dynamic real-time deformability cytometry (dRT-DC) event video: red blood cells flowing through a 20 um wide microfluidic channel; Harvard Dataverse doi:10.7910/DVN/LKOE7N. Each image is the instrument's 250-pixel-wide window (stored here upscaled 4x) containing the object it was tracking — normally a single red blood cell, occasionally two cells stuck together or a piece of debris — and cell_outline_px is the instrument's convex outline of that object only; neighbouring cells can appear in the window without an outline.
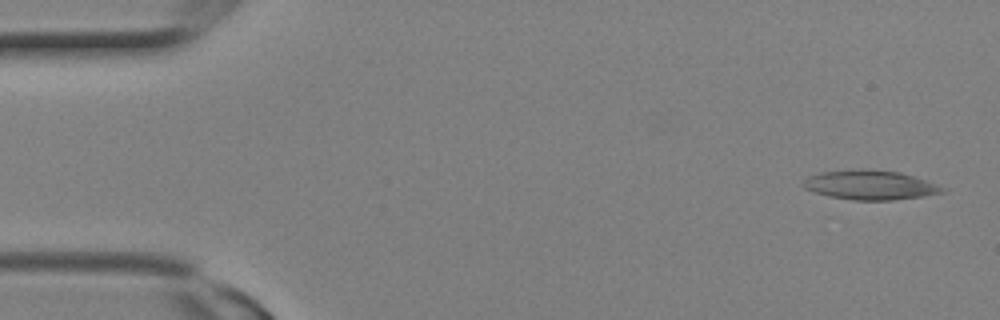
{"species": "Egyptian fruit bat (a non-hibernating species)", "species_latin": "Rousettus aegyptiacus", "temperature_condition": "room temperature", "stored_images_in_passage": 9, "camera_frame_rate_fps": 3000, "um_per_image_px": 0.085, "animal": {"sex": "female"}, "frame": {"image": 1, "passage_image": 1, "time_ms": 0.0, "image_size_px": [1000, 320], "cell_outline_px": [[948, 188], [944, 192], [920, 196], [892, 200], [852, 200], [828, 196], [812, 192], [804, 188], [804, 180], [808, 176], [820, 172], [860, 168], [864, 168], [900, 172]], "centroid_in_image_um": [73.92, 15.71], "position_along_channel_um": 11.1, "area_um2": 23.87}}
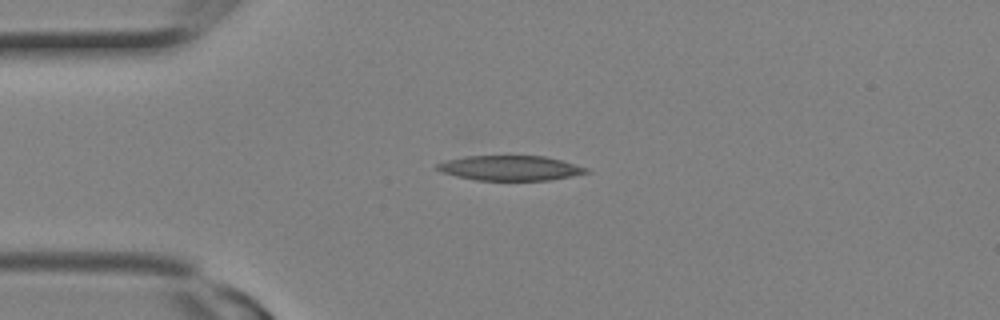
{"frame": {"image": 2, "passage_image": 6, "time_ms": 1.667, "image_size_px": [1000, 320], "cell_outline_px": [[592, 172], [548, 180], [476, 180], [456, 176], [444, 172], [436, 168], [436, 164], [444, 160], [464, 156], [544, 156], [560, 160], [588, 168]], "centroid_in_image_um": [43.35, 14.28], "position_along_channel_um": 41.7, "area_um2": 21.5}}
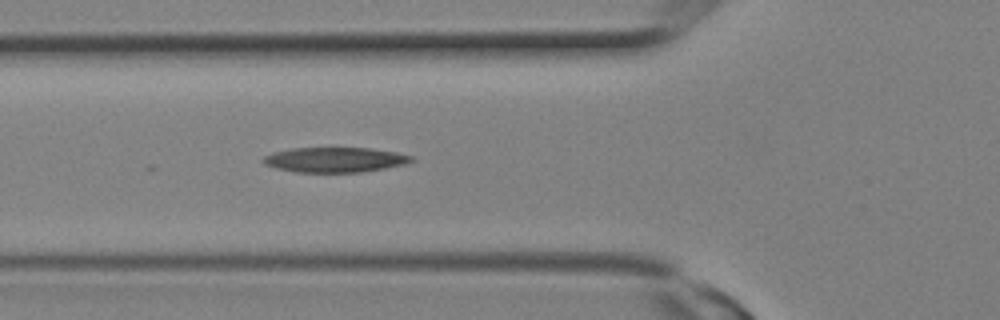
{"frame": {"image": 3, "passage_image": 9, "time_ms": 2.667, "image_size_px": [1000, 320], "cell_outline_px": [[416, 160], [404, 164], [384, 168], [360, 172], [296, 172], [276, 168], [264, 164], [260, 160], [264, 156], [272, 152], [292, 148], [372, 148], [396, 152], [412, 156]], "centroid_in_image_um": [28.44, 13.57], "position_along_channel_um": 97.4, "area_um2": 21.62}}